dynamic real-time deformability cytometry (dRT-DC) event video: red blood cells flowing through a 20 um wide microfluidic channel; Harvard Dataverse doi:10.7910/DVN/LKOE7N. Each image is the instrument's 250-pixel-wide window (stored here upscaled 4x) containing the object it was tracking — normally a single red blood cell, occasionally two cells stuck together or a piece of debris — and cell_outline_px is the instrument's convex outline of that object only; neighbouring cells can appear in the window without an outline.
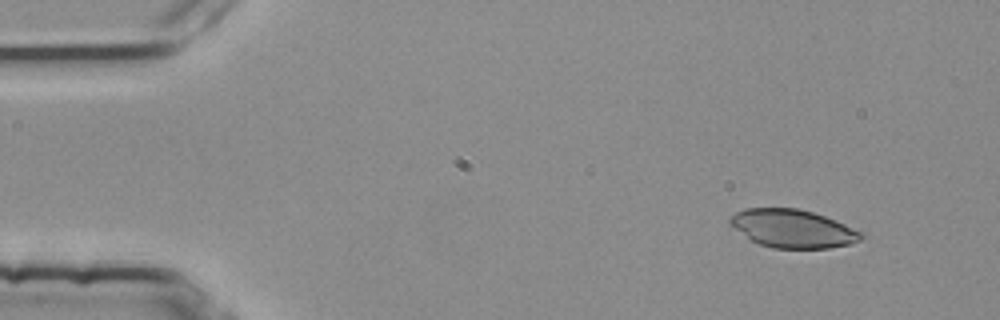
{"species": "common noctule bat (a hibernating species)", "species_latin": "Nyctalus noctula", "temperature_condition": "room temperature", "stored_images_in_passage": 4, "segment_of_instrument_passage": [2, 2], "camera_frame_rate_fps": 3000, "um_per_image_px": 0.085, "animal": {"sex": "female", "body_mass_g": 25.1}, "frame": {"image": 1, "passage_image": 4, "time_ms": 1.0, "image_size_px": [1000, 320], "cell_outline_px": [[864, 236], [860, 240], [852, 244], [828, 248], [772, 248], [760, 244], [752, 240], [728, 224], [728, 220], [736, 212], [744, 208], [796, 208], [812, 212], [836, 220], [864, 232]], "centroid_in_image_um": [67.41, 19.43], "position_along_channel_um": 17.6, "area_um2": 29.19}}